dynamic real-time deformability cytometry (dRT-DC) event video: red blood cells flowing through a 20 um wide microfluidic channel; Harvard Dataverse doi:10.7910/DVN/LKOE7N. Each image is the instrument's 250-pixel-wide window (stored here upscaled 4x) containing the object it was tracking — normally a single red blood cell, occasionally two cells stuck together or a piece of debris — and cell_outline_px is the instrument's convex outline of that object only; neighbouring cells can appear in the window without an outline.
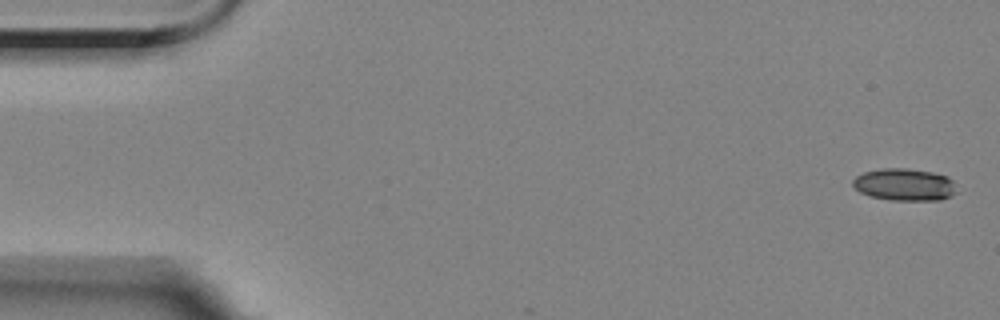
{"species": "Egyptian fruit bat (a non-hibernating species)", "species_latin": "Rousettus aegyptiacus", "temperature_condition": "room temperature", "stored_images_in_passage": 8, "camera_frame_rate_fps": 3000, "um_per_image_px": 0.085, "animal": {"sex": "female"}, "frame": {"image": 1, "passage_image": 1, "time_ms": 0.0, "image_size_px": [1000, 320], "cell_outline_px": [[956, 192], [952, 196], [940, 200], [892, 200], [872, 196], [860, 192], [852, 184], [852, 180], [856, 176], [864, 172], [880, 168], [908, 168], [932, 172], [948, 176], [952, 180]], "centroid_in_image_um": [76.89, 15.68], "position_along_channel_um": 8.1, "area_um2": 19.48}}